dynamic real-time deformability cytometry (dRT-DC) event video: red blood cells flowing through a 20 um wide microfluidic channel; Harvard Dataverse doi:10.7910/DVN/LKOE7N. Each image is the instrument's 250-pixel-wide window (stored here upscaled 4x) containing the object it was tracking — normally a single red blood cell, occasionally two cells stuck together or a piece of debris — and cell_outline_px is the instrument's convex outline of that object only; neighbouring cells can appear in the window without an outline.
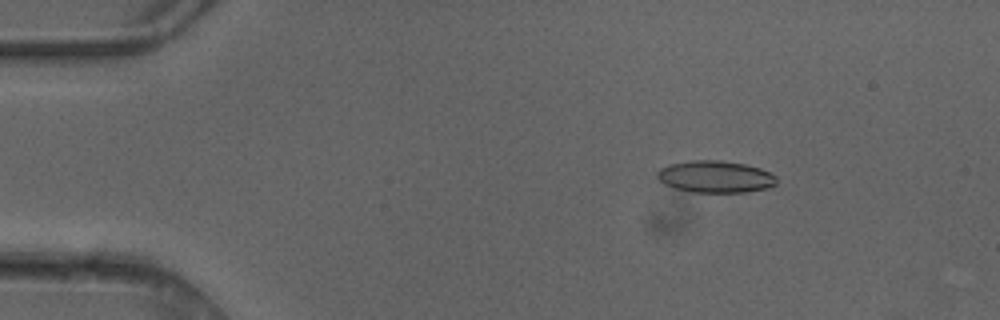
{"species": "common noctule bat (a hibernating species)", "species_latin": "Nyctalus noctula", "temperature_condition": "cold", "stored_images_in_passage": 4, "camera_frame_rate_fps": 3000, "um_per_image_px": 0.085, "animal": {"sex": "female"}, "frame": {"image": 1, "passage_image": 3, "time_ms": 0.667, "image_size_px": [1000, 320], "cell_outline_px": [[776, 184], [768, 188], [744, 192], [692, 192], [676, 188], [664, 184], [656, 176], [656, 172], [660, 168], [668, 164], [692, 160], [720, 160], [744, 164], [760, 168], [776, 176]], "centroid_in_image_um": [60.78, 15.01], "position_along_channel_um": 24.2, "area_um2": 22.2}}